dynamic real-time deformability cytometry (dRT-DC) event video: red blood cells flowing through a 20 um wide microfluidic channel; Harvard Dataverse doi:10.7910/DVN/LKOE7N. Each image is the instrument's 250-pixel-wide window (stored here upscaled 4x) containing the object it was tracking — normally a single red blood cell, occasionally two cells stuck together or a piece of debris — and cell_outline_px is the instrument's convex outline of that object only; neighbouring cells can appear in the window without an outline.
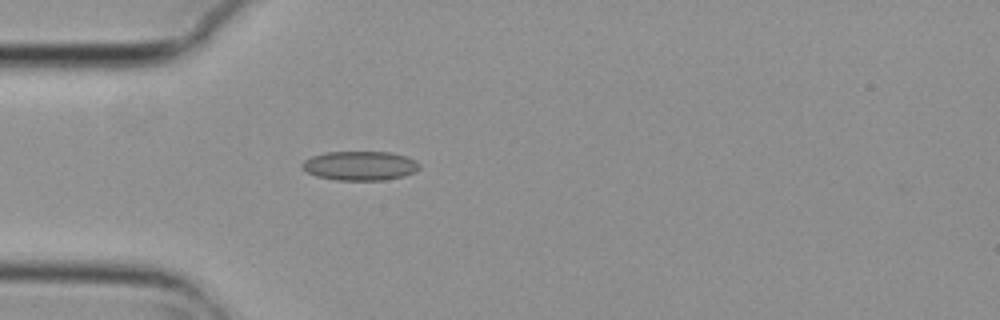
{"species": "common noctule bat (a hibernating species)", "species_latin": "Nyctalus noctula", "temperature_condition": "cold", "stored_images_in_passage": 1, "camera_frame_rate_fps": 3000, "um_per_image_px": 0.085, "animal": {"sex": "female", "body_mass_g": 29.2, "forearm_length_mm": 56.3}, "frame": {"image": 1, "passage_image": 1, "time_ms": 0.0, "image_size_px": [1000, 320], "cell_outline_px": [[420, 168], [416, 172], [404, 176], [384, 180], [336, 180], [316, 176], [308, 172], [300, 164], [304, 160], [312, 156], [328, 152], [392, 152], [404, 156], [420, 164]], "centroid_in_image_um": [30.61, 14.09], "position_along_channel_um": 54.4, "area_um2": 19.88}}